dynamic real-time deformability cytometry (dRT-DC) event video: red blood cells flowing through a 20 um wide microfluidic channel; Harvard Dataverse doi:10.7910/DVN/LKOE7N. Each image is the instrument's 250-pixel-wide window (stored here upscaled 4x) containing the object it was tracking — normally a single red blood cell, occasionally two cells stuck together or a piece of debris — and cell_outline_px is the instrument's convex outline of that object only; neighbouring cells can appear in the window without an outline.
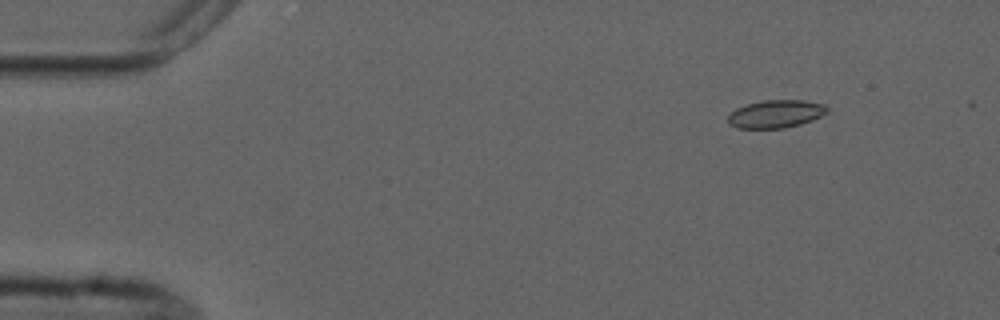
{"species": "common noctule bat (a hibernating species)", "species_latin": "Nyctalus noctula", "temperature_condition": "cold", "stored_images_in_passage": 6, "camera_frame_rate_fps": 3000, "um_per_image_px": 0.085, "animal": {"sex": "male", "forearm_length_mm": 52.5}, "frame": {"image": 1, "passage_image": 2, "time_ms": 1.0, "image_size_px": [1000, 320], "cell_outline_px": [[828, 112], [812, 120], [800, 124], [784, 128], [736, 128], [728, 124], [728, 116], [736, 108], [748, 104], [764, 100], [804, 100], [824, 104], [828, 108]], "centroid_in_image_um": [65.94, 9.68], "position_along_channel_um": 19.1, "area_um2": 16.07}}
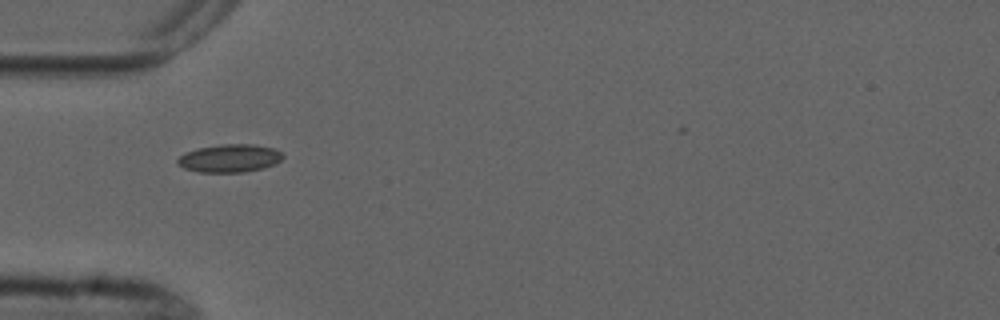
{"frame": {"image": 2, "passage_image": 5, "time_ms": 4.667, "image_size_px": [1000, 320], "cell_outline_px": [[284, 156], [276, 164], [264, 168], [244, 172], [196, 172], [184, 168], [176, 164], [176, 160], [184, 152], [196, 148], [220, 144], [252, 144], [276, 148], [284, 152]], "centroid_in_image_um": [19.53, 13.44], "position_along_channel_um": 65.5, "area_um2": 17.57}}
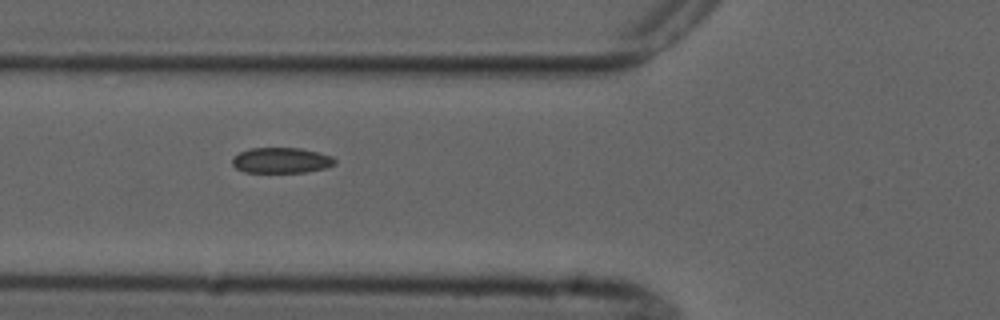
{"frame": {"image": 3, "passage_image": 6, "time_ms": 5.667, "image_size_px": [1000, 320], "cell_outline_px": [[336, 164], [324, 168], [304, 172], [244, 172], [236, 168], [232, 164], [232, 156], [248, 148], [300, 148], [332, 156], [336, 160]], "centroid_in_image_um": [23.88, 13.62], "position_along_channel_um": 101.9, "area_um2": 15.26}}